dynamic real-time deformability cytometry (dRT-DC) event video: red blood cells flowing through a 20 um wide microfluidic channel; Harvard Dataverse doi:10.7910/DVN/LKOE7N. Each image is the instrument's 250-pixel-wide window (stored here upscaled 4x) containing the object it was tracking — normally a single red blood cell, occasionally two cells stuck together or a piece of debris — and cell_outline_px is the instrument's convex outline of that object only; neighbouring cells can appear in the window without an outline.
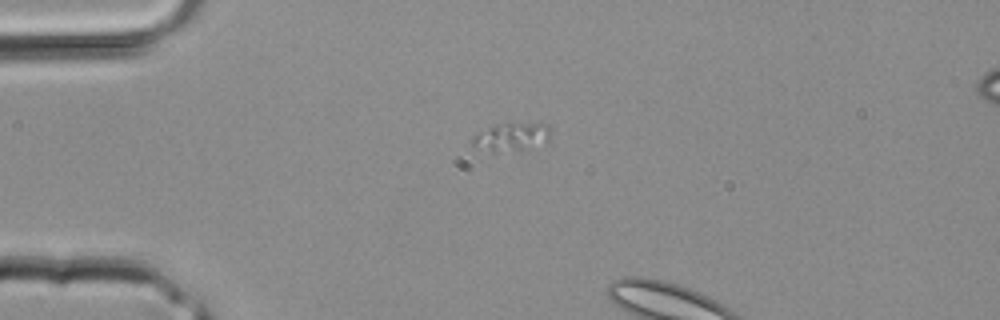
{"species": "common noctule bat (a hibernating species)", "species_latin": "Nyctalus noctula", "temperature_condition": "room temperature", "stored_images_in_passage": 3, "camera_frame_rate_fps": 3000, "um_per_image_px": 0.085, "animal": {"sex": "male", "body_mass_g": 20.4}, "frame": {"image": 1, "passage_image": 3, "time_ms": 0.667, "image_size_px": [1000, 320], "cell_outline_px": [[552, 136], [548, 140], [524, 148], [496, 152], [492, 152], [476, 148], [472, 144], [472, 140], [480, 132], [496, 124], [548, 124], [552, 128]], "centroid_in_image_um": [43.5, 11.63], "position_along_channel_um": 41.5, "area_um2": 12.37}}